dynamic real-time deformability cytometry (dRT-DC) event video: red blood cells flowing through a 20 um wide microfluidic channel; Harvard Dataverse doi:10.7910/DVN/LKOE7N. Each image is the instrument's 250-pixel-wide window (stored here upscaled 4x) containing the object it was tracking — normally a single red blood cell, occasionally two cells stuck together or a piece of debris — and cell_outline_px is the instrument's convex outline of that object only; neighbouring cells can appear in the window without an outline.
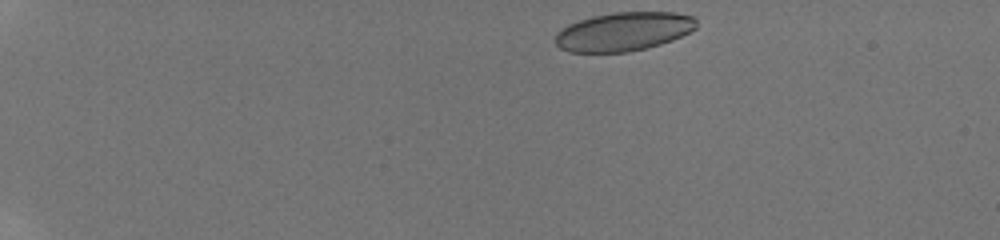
{"species": "human", "species_latin": "Homo sapiens", "temperature_condition": "room temperature", "stored_images_in_passage": 26, "camera_frame_rate_fps": 3000, "um_per_image_px": 0.085, "donor": {"sex": "male"}, "frame": {"image": 1, "passage_image": 1, "time_ms": 0.0, "image_size_px": [1000, 240], "cell_outline_px": [[696, 28], [672, 40], [660, 44], [628, 52], [568, 52], [560, 48], [556, 44], [556, 32], [560, 28], [568, 24], [592, 16], [612, 12], [672, 12], [696, 16]], "centroid_in_image_um": [52.99, 2.67], "position_along_channel_um": 32.0, "area_um2": 31.91}}
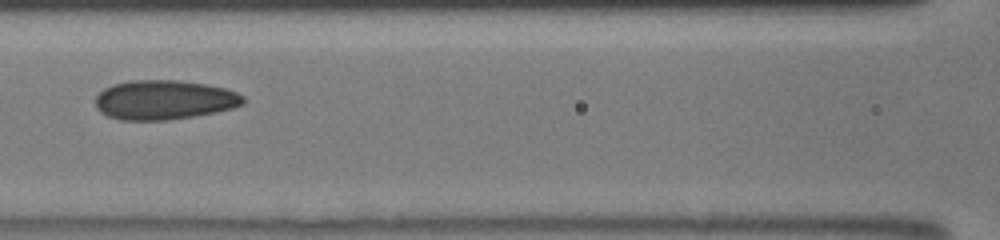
{"frame": {"image": 2, "passage_image": 10, "time_ms": 5.667, "image_size_px": [1000, 240], "cell_outline_px": [[244, 104], [232, 108], [216, 112], [168, 120], [120, 120], [108, 116], [100, 112], [96, 108], [96, 96], [104, 88], [112, 84], [128, 80], [176, 80], [204, 84], [224, 88], [236, 92], [244, 96]], "centroid_in_image_um": [13.93, 8.49], "position_along_channel_um": 152.7, "area_um2": 33.99}}
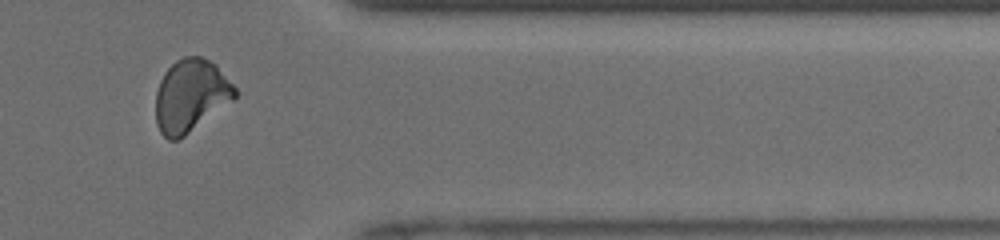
{"frame": {"image": 3, "passage_image": 22, "time_ms": 11.667, "image_size_px": [1000, 240], "cell_outline_px": [[236, 96], [232, 100], [184, 136], [176, 140], [168, 140], [160, 132], [156, 124], [156, 92], [160, 80], [164, 72], [176, 60], [184, 56], [200, 56], [216, 64], [236, 88]], "centroid_in_image_um": [16.18, 8.11], "position_along_channel_um": 395.2, "area_um2": 33.23}, "authors_computed_cell_mechanics": {"area_um2": 33.0616, "velocity_mm_per_s": 4.1514, "shape_relaxation_time_tau1_ms": 5.1157, "shape_relaxation_time_tau2_ms": 1.545, "deformation_change_tau1": 0.1261, "deformation_change_tau2": 0.0651}}